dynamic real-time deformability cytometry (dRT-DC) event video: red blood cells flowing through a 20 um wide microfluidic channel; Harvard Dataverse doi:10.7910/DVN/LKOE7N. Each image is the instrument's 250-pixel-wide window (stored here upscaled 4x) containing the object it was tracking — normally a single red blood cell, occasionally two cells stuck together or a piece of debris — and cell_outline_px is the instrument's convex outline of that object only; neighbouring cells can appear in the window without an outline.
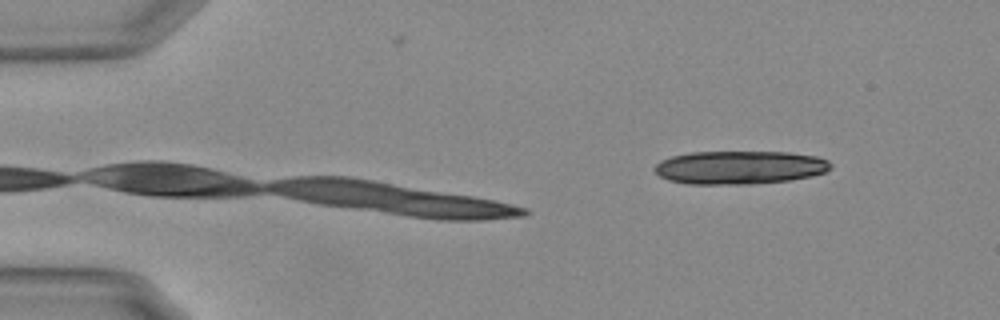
{"species": "Egyptian fruit bat (a non-hibernating species)", "species_latin": "Rousettus aegyptiacus", "temperature_condition": "warm", "stored_images_in_passage": 10, "camera_frame_rate_fps": 3000, "um_per_image_px": 0.085, "animal": {"sex": "female"}, "frame": {"image": 1, "passage_image": 10, "time_ms": 3.0, "image_size_px": [1000, 320], "cell_outline_px": [[832, 168], [824, 172], [812, 176], [788, 180], [748, 184], [688, 184], [668, 180], [660, 176], [656, 172], [656, 164], [660, 160], [672, 156], [692, 152], [788, 152], [816, 156], [828, 160], [832, 164]], "centroid_in_image_um": [62.88, 14.23], "position_along_channel_um": 22.1, "area_um2": 34.16}}